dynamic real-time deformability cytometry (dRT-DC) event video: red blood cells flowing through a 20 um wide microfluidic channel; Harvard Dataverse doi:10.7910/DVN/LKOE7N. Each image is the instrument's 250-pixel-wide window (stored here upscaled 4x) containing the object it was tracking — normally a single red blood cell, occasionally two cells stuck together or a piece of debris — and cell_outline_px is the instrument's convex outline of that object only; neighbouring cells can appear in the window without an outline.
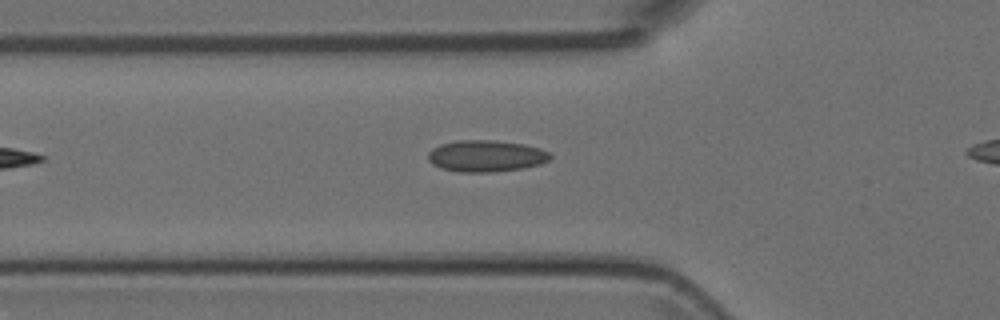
{"species": "Egyptian fruit bat (a non-hibernating species)", "species_latin": "Rousettus aegyptiacus", "temperature_condition": "room temperature", "stored_images_in_passage": 3, "segment_of_instrument_passage": [1, 2], "camera_frame_rate_fps": 3000, "um_per_image_px": 0.085, "animal": {"sex": "female"}, "frame": {"image": 1, "passage_image": 2, "time_ms": 0.333, "image_size_px": [1000, 320], "cell_outline_px": [[552, 156], [548, 160], [540, 164], [524, 168], [492, 172], [456, 172], [440, 168], [432, 164], [428, 160], [428, 152], [432, 148], [440, 144], [456, 140], [496, 140], [524, 144], [540, 148], [548, 152]], "centroid_in_image_um": [41.28, 13.26], "position_along_channel_um": 84.5, "area_um2": 22.72}}